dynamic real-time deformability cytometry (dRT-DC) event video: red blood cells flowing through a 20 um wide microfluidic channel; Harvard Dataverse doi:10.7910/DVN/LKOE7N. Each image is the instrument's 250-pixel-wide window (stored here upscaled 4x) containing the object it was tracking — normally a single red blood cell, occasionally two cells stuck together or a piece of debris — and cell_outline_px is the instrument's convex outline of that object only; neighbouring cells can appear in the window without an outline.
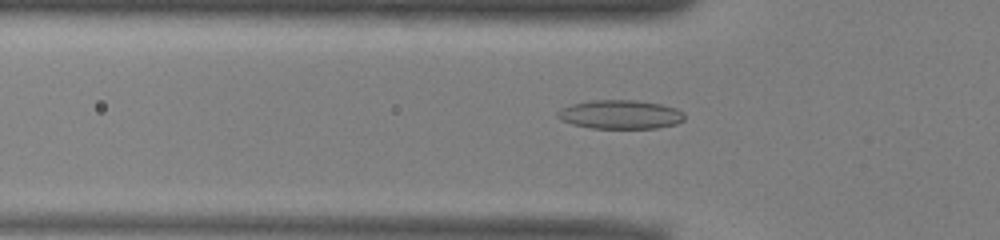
{"species": "common noctule bat (a hibernating species)", "species_latin": "Nyctalus noctula", "temperature_condition": "warm", "stored_images_in_passage": 40, "camera_frame_rate_fps": 3000, "um_per_image_px": 0.085, "animal": {"sex": "male", "body_mass_g": 13.0, "forearm_length_mm": 53.1}, "frame": {"image": 1, "passage_image": 5, "time_ms": 1.333, "image_size_px": [1000, 240], "cell_outline_px": [[684, 120], [676, 124], [656, 128], [592, 128], [572, 124], [560, 120], [556, 116], [556, 112], [560, 108], [572, 104], [592, 100], [636, 100], [660, 104], [676, 108], [684, 112]], "centroid_in_image_um": [52.71, 9.73], "position_along_channel_um": 73.1, "area_um2": 21.44}}
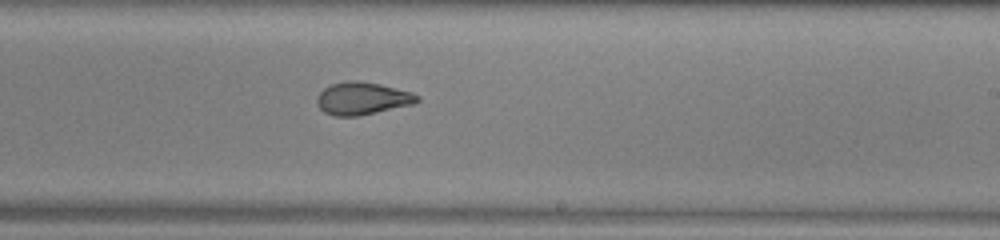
{"frame": {"image": 2, "passage_image": 19, "time_ms": 6.0, "image_size_px": [1000, 240], "cell_outline_px": [[420, 100], [412, 104], [376, 112], [356, 116], [336, 116], [324, 112], [316, 104], [316, 96], [324, 88], [332, 84], [348, 80], [356, 80], [380, 84], [412, 92], [420, 96]], "centroid_in_image_um": [30.77, 8.36], "position_along_channel_um": 258.2, "area_um2": 18.96}}
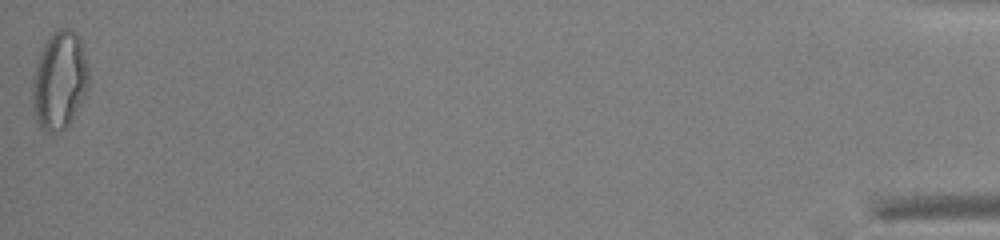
{"frame": {"image": 3, "passage_image": 40, "time_ms": 13.0, "image_size_px": [1000, 240], "cell_outline_px": [[88, 88], [72, 120], [64, 128], [52, 132], [44, 132], [40, 128], [36, 120], [32, 100], [32, 84], [36, 64], [40, 52], [44, 44], [52, 32], [60, 28], [68, 28], [76, 32], [80, 40], [88, 72]], "centroid_in_image_um": [5.04, 6.84], "position_along_channel_um": 430.2, "area_um2": 31.85}, "authors_computed_cell_mechanics": {"area_um2": 19.7098, "velocity_mm_per_s": 3.9615, "shape_relaxation_time_tau1_ms": 8.8995, "shape_relaxation_time_tau2_ms": 1.857, "deformation_change_tau1": 0.2427, "deformation_change_tau2": 0.0836}}